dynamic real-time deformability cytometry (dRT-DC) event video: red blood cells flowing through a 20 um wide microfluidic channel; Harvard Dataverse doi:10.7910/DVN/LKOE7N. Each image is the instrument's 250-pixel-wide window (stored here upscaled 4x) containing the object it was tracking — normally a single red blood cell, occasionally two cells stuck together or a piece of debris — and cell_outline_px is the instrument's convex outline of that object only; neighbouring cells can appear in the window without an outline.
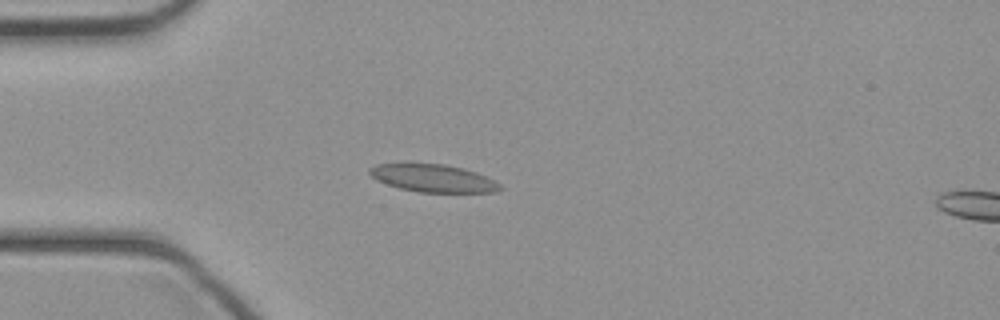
{"species": "common noctule bat (a hibernating species)", "species_latin": "Nyctalus noctula", "temperature_condition": "cold", "stored_images_in_passage": 44, "camera_frame_rate_fps": 3000, "um_per_image_px": 0.085, "animal": {"sex": "female", "body_mass_g": 21.9}, "frame": {"image": 1, "passage_image": 12, "time_ms": 3.667, "image_size_px": [1000, 320], "cell_outline_px": [[504, 188], [496, 192], [420, 192], [400, 188], [376, 180], [368, 172], [368, 168], [376, 164], [444, 164], [464, 168], [476, 172], [500, 184]], "centroid_in_image_um": [36.82, 15.15], "position_along_channel_um": 48.2, "area_um2": 20.81}}
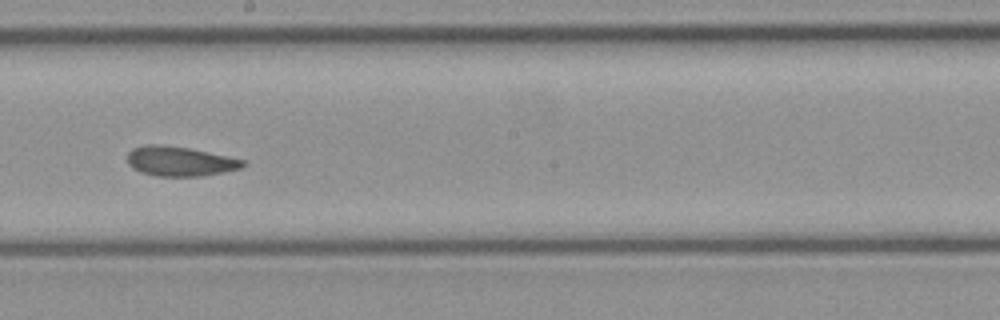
{"frame": {"image": 2, "passage_image": 25, "time_ms": 8.0, "image_size_px": [1000, 320], "cell_outline_px": [[248, 164], [240, 168], [224, 172], [204, 176], [156, 176], [140, 172], [132, 168], [128, 164], [128, 152], [132, 148], [144, 144], [160, 144], [188, 148], [248, 160]], "centroid_in_image_um": [15.31, 13.71], "position_along_channel_um": 232.9, "area_um2": 20.23}}
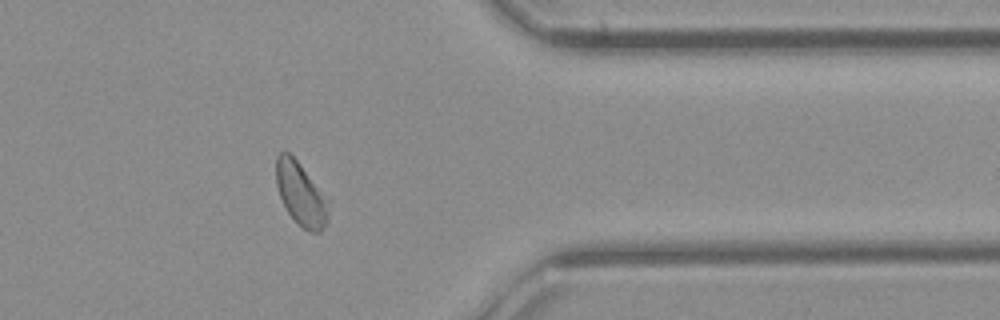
{"frame": {"image": 3, "passage_image": 36, "time_ms": 11.667, "image_size_px": [1000, 320], "cell_outline_px": [[332, 200], [328, 220], [320, 232], [312, 232], [304, 228], [288, 212], [280, 196], [276, 184], [276, 156], [280, 152], [288, 152], [332, 196]], "centroid_in_image_um": [25.68, 16.47], "position_along_channel_um": 385.7, "area_um2": 20.0}}